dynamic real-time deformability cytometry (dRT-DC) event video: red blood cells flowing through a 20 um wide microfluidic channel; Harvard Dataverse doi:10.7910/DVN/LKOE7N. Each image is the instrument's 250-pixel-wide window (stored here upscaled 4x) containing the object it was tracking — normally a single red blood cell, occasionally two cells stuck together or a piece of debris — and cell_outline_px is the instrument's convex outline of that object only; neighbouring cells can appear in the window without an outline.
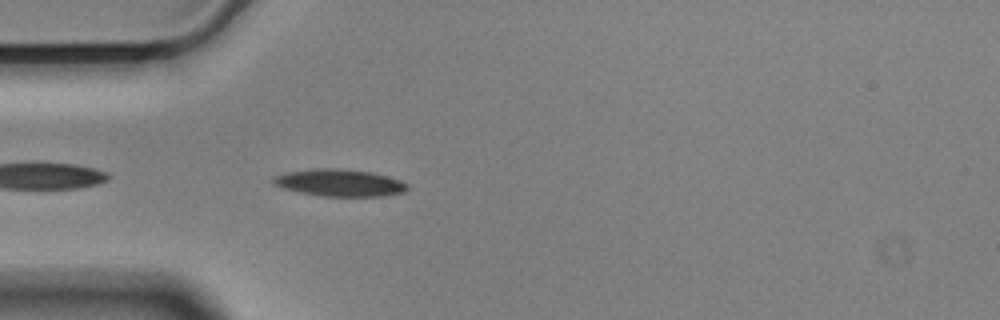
{"species": "Egyptian fruit bat (a non-hibernating species)", "species_latin": "Rousettus aegyptiacus", "temperature_condition": "cold", "stored_images_in_passage": 19, "camera_frame_rate_fps": 3000, "um_per_image_px": 0.085, "animal": {"sex": "male"}, "frame": {"image": 1, "passage_image": 3, "time_ms": 0.667, "image_size_px": [1000, 320], "cell_outline_px": [[408, 188], [404, 192], [384, 196], [320, 196], [300, 192], [284, 188], [272, 184], [272, 176], [284, 172], [312, 168], [340, 168], [372, 172], [388, 176], [400, 180], [408, 184]], "centroid_in_image_um": [28.84, 15.52], "position_along_channel_um": 56.2, "area_um2": 21.44}}
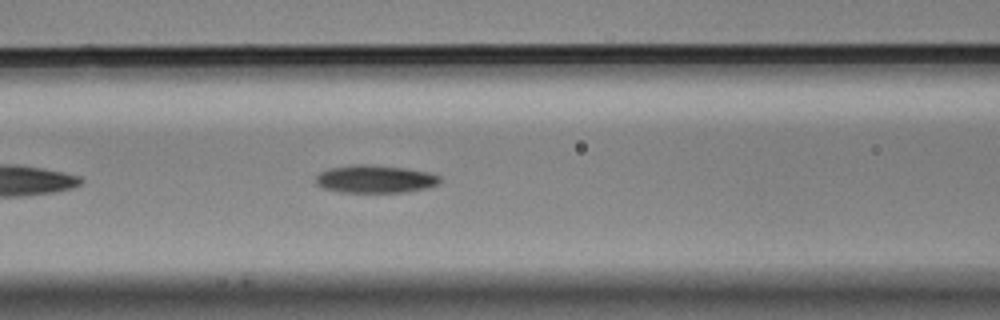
{"frame": {"image": 2, "passage_image": 10, "time_ms": 3.0, "image_size_px": [1000, 320], "cell_outline_px": [[440, 184], [428, 188], [404, 192], [340, 192], [324, 188], [316, 184], [316, 176], [320, 172], [328, 168], [352, 164], [372, 164], [404, 168], [428, 172], [440, 176]], "centroid_in_image_um": [31.88, 15.21], "position_along_channel_um": 134.7, "area_um2": 20.29}}
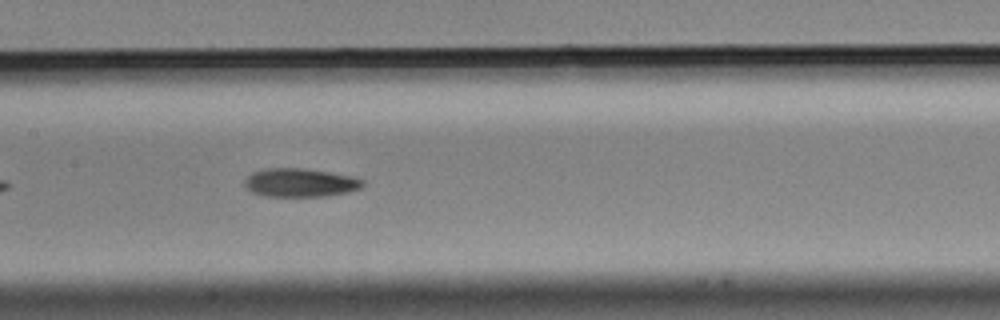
{"frame": {"image": 3, "passage_image": 14, "time_ms": 4.333, "image_size_px": [1000, 320], "cell_outline_px": [[364, 184], [360, 188], [348, 192], [328, 196], [264, 196], [252, 192], [244, 184], [244, 180], [252, 172], [264, 168], [300, 168], [328, 172], [352, 176], [364, 180]], "centroid_in_image_um": [25.51, 15.52], "position_along_channel_um": 181.9, "area_um2": 19.59}}